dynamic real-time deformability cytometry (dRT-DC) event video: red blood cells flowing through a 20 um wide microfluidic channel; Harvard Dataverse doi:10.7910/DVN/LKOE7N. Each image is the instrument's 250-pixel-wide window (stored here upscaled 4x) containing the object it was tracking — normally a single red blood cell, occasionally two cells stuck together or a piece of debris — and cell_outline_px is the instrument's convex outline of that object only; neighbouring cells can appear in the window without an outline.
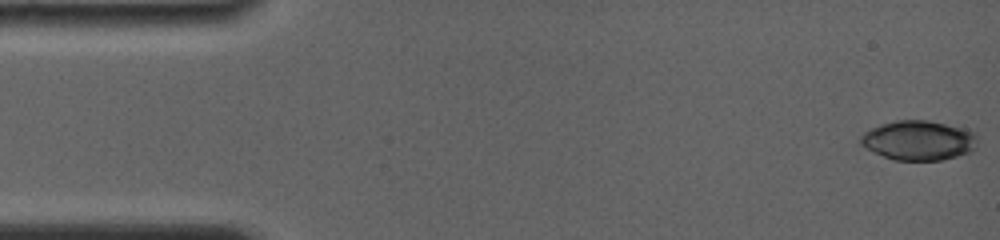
{"species": "common noctule bat (a hibernating species)", "species_latin": "Nyctalus noctula", "temperature_condition": "room temperature", "stored_images_in_passage": 38, "camera_frame_rate_fps": 4000, "um_per_image_px": 0.085, "animal": {"sex": "female", "body_mass_g": 19.0, "forearm_length_mm": 56.7}, "frame": {"image": 1, "passage_image": 1, "time_ms": 0.0, "image_size_px": [1000, 240], "cell_outline_px": [[976, 148], [972, 152], [944, 160], [892, 160], [860, 144], [860, 136], [864, 132], [872, 128], [896, 120], [928, 120], [968, 128], [976, 136]], "centroid_in_image_um": [78.13, 11.93], "position_along_channel_um": 6.9, "area_um2": 27.05}}
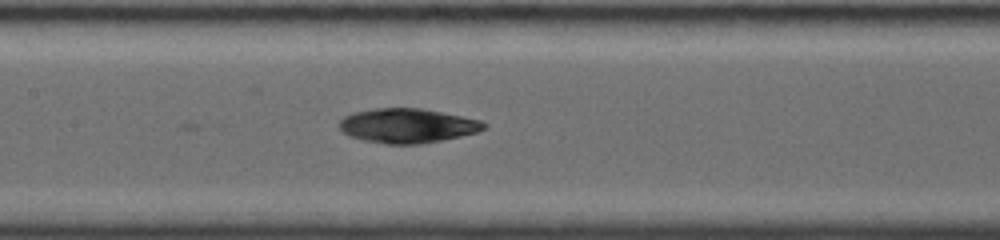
{"frame": {"image": 2, "passage_image": 24, "time_ms": 7.5, "image_size_px": [1000, 240], "cell_outline_px": [[488, 128], [476, 132], [460, 136], [420, 144], [388, 144], [364, 140], [348, 136], [340, 128], [340, 120], [344, 116], [352, 112], [372, 108], [420, 108], [480, 120], [488, 124]], "centroid_in_image_um": [34.61, 10.68], "position_along_channel_um": 172.8, "area_um2": 28.9}}
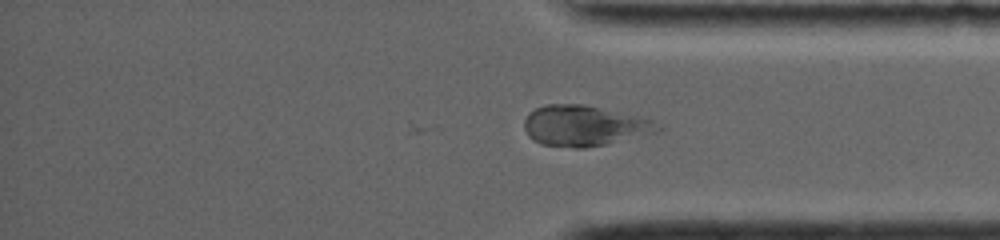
{"frame": {"image": 3, "passage_image": 38, "time_ms": 13.0, "image_size_px": [1000, 240], "cell_outline_px": [[660, 128], [656, 132], [608, 144], [584, 148], [576, 148], [540, 144], [532, 140], [528, 136], [524, 128], [524, 120], [528, 112], [536, 108], [548, 104], [584, 104], [652, 120]], "centroid_in_image_um": [49.58, 10.7], "position_along_channel_um": 385.6, "area_um2": 31.33}}